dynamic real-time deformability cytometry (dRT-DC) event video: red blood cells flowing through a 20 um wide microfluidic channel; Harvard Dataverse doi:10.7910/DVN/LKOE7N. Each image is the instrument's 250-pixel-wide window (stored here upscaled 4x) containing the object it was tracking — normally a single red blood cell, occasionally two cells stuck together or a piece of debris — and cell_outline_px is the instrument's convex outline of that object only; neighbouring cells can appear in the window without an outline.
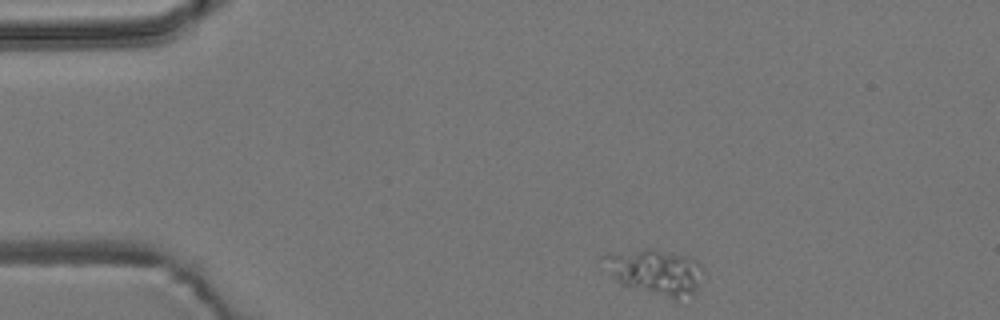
{"species": "common noctule bat (a hibernating species)", "species_latin": "Nyctalus noctula", "temperature_condition": "room temperature", "stored_images_in_passage": 3, "camera_frame_rate_fps": 3000, "um_per_image_px": 0.085, "animal": {"sex": "male", "body_mass_g": 19.2, "forearm_length_mm": 51.8}, "frame": {"image": 1, "passage_image": 1, "time_ms": 0.0, "image_size_px": [1000, 320], "cell_outline_px": [[704, 272], [696, 292], [692, 296], [676, 300], [620, 284], [616, 280], [600, 256], [604, 252], [644, 248], [652, 248], [692, 256], [704, 268]], "centroid_in_image_um": [55.74, 23.07], "position_along_channel_um": 29.3, "area_um2": 27.05}}